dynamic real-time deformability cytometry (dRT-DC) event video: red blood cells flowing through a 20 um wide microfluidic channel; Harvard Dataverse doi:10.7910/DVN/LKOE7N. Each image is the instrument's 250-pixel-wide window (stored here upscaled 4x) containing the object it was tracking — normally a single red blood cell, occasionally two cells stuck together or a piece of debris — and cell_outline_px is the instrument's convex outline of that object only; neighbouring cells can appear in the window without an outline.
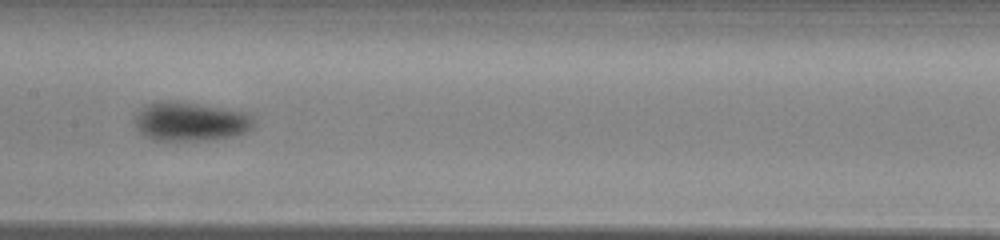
{"species": "common noctule bat (a hibernating species)", "species_latin": "Nyctalus noctula", "temperature_condition": "warm", "stored_images_in_passage": 38, "camera_frame_rate_fps": 3000, "um_per_image_px": 0.085, "animal": {"sex": "male", "body_mass_g": 13.0, "forearm_length_mm": 53.1}, "frame": {"image": 1, "passage_image": 17, "time_ms": 5.333, "image_size_px": [1000, 240], "cell_outline_px": [[256, 124], [252, 128], [236, 136], [216, 140], [152, 140], [144, 136], [136, 128], [136, 116], [140, 108], [144, 104], [160, 100], [176, 100], [244, 112], [252, 116]], "centroid_in_image_um": [16.17, 10.33], "position_along_channel_um": 191.2, "area_um2": 27.4}}